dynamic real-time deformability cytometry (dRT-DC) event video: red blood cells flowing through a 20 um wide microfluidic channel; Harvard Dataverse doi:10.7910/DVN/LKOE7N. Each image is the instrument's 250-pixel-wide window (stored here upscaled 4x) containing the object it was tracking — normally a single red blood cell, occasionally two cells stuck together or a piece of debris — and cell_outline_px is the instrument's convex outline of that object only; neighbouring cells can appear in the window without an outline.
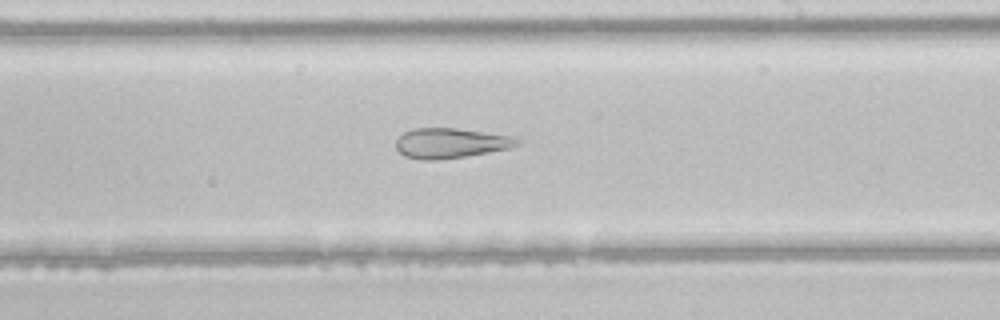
{"species": "common noctule bat (a hibernating species)", "species_latin": "Nyctalus noctula", "temperature_condition": "room temperature", "stored_images_in_passage": 46, "segment_of_instrument_passage": [1, 2], "camera_frame_rate_fps": 3000, "um_per_image_px": 0.085, "animal": {"sex": "male", "body_mass_g": 21.5, "forearm_length_mm": 52.0}, "frame": {"image": 1, "passage_image": 27, "time_ms": 8.667, "image_size_px": [1000, 320], "cell_outline_px": [[520, 144], [512, 148], [464, 156], [436, 160], [420, 160], [404, 156], [396, 148], [396, 140], [404, 132], [412, 128], [456, 128], [508, 136], [520, 140]], "centroid_in_image_um": [38.26, 12.17], "position_along_channel_um": 250.7, "area_um2": 21.04}}